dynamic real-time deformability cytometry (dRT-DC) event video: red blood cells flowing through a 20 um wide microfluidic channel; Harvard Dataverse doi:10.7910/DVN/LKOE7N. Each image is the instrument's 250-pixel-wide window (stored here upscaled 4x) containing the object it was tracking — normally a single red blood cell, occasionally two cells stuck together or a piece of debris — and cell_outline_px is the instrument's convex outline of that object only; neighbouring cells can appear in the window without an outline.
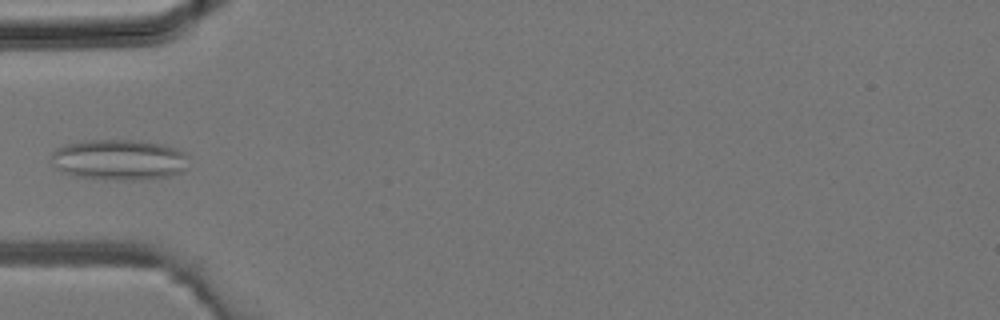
{"species": "common noctule bat (a hibernating species)", "species_latin": "Nyctalus noctula", "temperature_condition": "room temperature", "stored_images_in_passage": 2, "camera_frame_rate_fps": 3000, "um_per_image_px": 0.085, "animal": {"sex": "male", "body_mass_g": 19.2, "forearm_length_mm": 51.8}, "frame": {"image": 1, "passage_image": 2, "time_ms": 0.333, "image_size_px": [1000, 320], "cell_outline_px": [[184, 172], [172, 176], [140, 180], [104, 180], [76, 176], [60, 172], [52, 164], [52, 152], [56, 148], [68, 144], [84, 140], [140, 140], [164, 144], [176, 148], [184, 152]], "centroid_in_image_um": [10.09, 13.59], "position_along_channel_um": 74.9, "area_um2": 32.89}}